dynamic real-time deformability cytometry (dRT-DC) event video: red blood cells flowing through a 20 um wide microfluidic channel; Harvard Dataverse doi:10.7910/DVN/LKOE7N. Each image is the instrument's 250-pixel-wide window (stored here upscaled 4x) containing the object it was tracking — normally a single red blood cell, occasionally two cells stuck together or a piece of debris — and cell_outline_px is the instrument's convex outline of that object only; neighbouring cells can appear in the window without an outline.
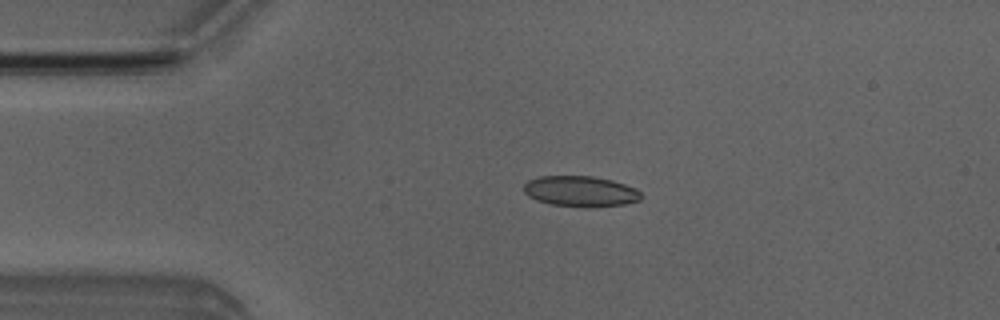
{"species": "Egyptian fruit bat (a non-hibernating species)", "species_latin": "Rousettus aegyptiacus", "temperature_condition": "room temperature", "stored_images_in_passage": 5, "camera_frame_rate_fps": 3000, "um_per_image_px": 0.085, "animal": {"sex": "male"}, "frame": {"image": 1, "passage_image": 3, "time_ms": 3.0, "image_size_px": [1000, 320], "cell_outline_px": [[644, 196], [640, 200], [624, 204], [588, 208], [584, 208], [552, 204], [536, 200], [528, 196], [524, 192], [524, 184], [528, 180], [540, 176], [592, 176], [612, 180], [636, 188]], "centroid_in_image_um": [49.36, 16.27], "position_along_channel_um": 35.6, "area_um2": 21.15}}